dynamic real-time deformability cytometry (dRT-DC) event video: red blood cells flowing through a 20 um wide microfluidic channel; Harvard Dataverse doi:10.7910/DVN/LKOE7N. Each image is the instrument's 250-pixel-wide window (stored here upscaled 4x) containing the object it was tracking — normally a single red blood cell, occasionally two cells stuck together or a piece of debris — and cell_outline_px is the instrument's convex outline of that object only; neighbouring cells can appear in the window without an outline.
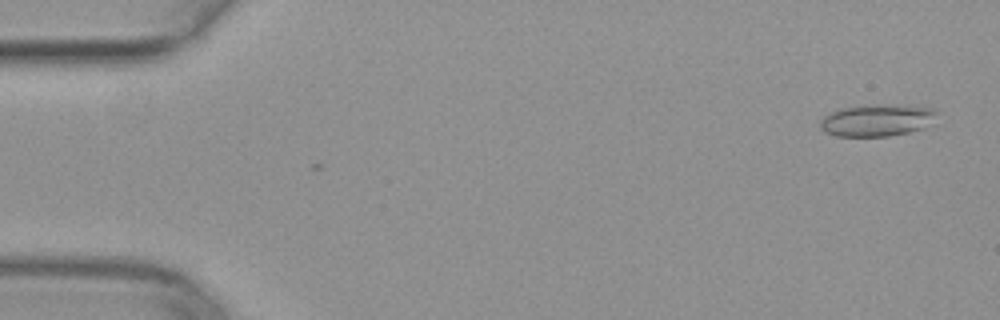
{"species": "common noctule bat (a hibernating species)", "species_latin": "Nyctalus noctula", "temperature_condition": "warm", "stored_images_in_passage": 2, "camera_frame_rate_fps": 3000, "um_per_image_px": 0.085, "animal": {"sex": "female", "body_mass_g": 29.2, "forearm_length_mm": 56.3}, "frame": {"image": 1, "passage_image": 2, "time_ms": 0.333, "image_size_px": [1000, 320], "cell_outline_px": [[936, 124], [924, 128], [908, 132], [888, 136], [836, 136], [824, 132], [820, 128], [820, 120], [824, 116], [840, 108], [880, 104], [884, 104], [932, 108], [936, 112]], "centroid_in_image_um": [74.57, 10.23], "position_along_channel_um": 10.4, "area_um2": 21.85}}